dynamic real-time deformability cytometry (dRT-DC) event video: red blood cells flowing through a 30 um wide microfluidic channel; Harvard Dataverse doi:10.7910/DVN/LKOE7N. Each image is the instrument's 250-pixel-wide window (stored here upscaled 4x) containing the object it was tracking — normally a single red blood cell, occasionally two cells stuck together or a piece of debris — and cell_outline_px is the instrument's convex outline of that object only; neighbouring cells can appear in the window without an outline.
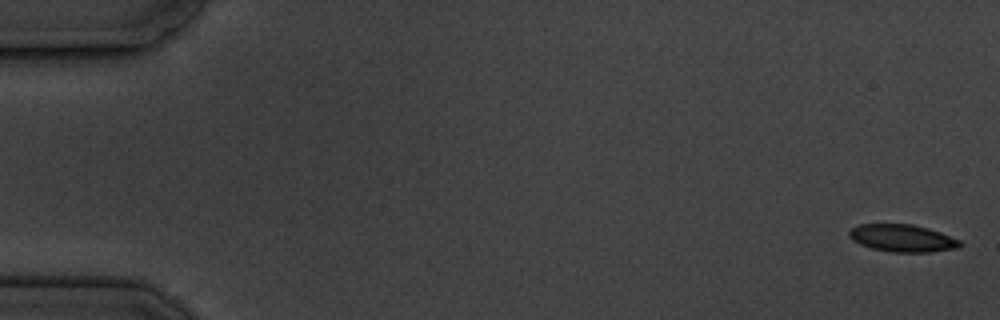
{"species": "common noctule bat (a hibernating species)", "species_latin": "Nyctalus noctula", "temperature_condition": "cold", "stored_images_in_passage": 5, "camera_frame_rate_fps": 3000, "um_per_image_px": 0.085, "animal": {"sex": "male", "body_mass_g": 19.5, "forearm_length_mm": 54.6}, "frame": {"image": 1, "passage_image": 1, "time_ms": 0.0, "image_size_px": [1000, 320], "cell_outline_px": [[964, 244], [960, 248], [928, 252], [892, 252], [872, 248], [860, 244], [852, 240], [848, 236], [848, 232], [852, 228], [860, 224], [912, 224], [928, 228], [940, 232], [960, 240]], "centroid_in_image_um": [76.73, 20.24], "position_along_channel_um": 8.3, "area_um2": 17.74}}